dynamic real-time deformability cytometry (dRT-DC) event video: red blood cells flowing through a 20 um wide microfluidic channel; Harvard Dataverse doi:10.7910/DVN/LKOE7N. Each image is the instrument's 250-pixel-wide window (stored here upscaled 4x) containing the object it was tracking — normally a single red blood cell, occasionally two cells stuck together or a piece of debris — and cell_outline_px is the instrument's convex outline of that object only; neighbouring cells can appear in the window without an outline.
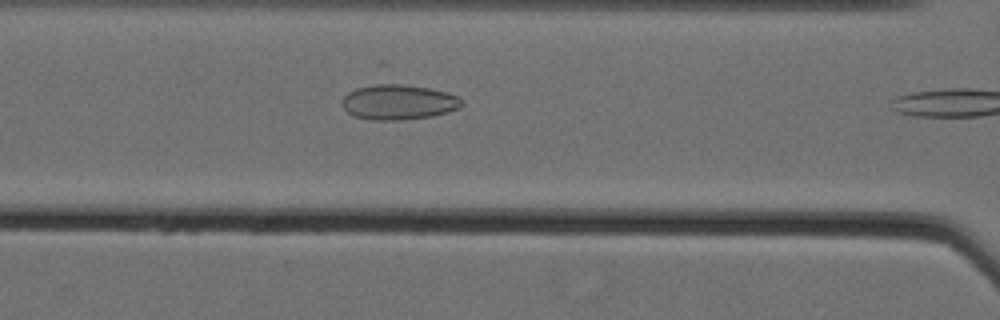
{"species": "Egyptian fruit bat (a non-hibernating species)", "species_latin": "Rousettus aegyptiacus", "temperature_condition": "cold", "stored_images_in_passage": 7, "camera_frame_rate_fps": 3000, "um_per_image_px": 0.085, "animal": {"sex": "female"}, "frame": {"image": 1, "passage_image": 6, "time_ms": 1.667, "image_size_px": [1000, 320], "cell_outline_px": [[464, 104], [460, 108], [448, 112], [432, 116], [400, 120], [368, 120], [352, 116], [340, 104], [340, 100], [348, 92], [356, 88], [384, 80], [428, 88], [448, 92], [460, 96], [464, 100]], "centroid_in_image_um": [33.85, 8.64], "position_along_channel_um": 132.7, "area_um2": 25.55}}